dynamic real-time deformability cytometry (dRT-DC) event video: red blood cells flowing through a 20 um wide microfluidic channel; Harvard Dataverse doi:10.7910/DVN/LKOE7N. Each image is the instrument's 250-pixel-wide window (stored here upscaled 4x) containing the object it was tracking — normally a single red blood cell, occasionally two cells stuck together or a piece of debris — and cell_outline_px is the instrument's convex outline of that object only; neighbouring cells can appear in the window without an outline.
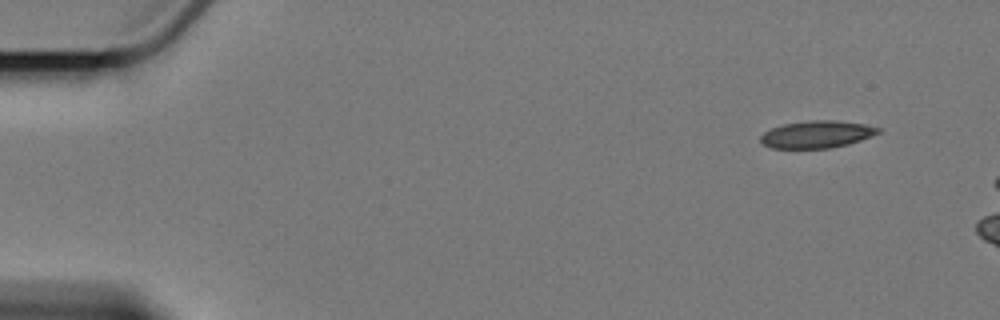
{"species": "Egyptian fruit bat (a non-hibernating species)", "species_latin": "Rousettus aegyptiacus", "temperature_condition": "cold", "stored_images_in_passage": 3, "camera_frame_rate_fps": 3000, "um_per_image_px": 0.085, "animal": {"sex": "female"}, "frame": {"image": 1, "passage_image": 1, "time_ms": 0.0, "image_size_px": [1000, 320], "cell_outline_px": [[880, 132], [872, 136], [848, 144], [832, 148], [772, 148], [764, 144], [760, 140], [760, 136], [764, 132], [772, 128], [784, 124], [808, 120], [832, 120], [864, 124], [880, 128]], "centroid_in_image_um": [69.43, 11.42], "position_along_channel_um": 15.6, "area_um2": 18.55}}